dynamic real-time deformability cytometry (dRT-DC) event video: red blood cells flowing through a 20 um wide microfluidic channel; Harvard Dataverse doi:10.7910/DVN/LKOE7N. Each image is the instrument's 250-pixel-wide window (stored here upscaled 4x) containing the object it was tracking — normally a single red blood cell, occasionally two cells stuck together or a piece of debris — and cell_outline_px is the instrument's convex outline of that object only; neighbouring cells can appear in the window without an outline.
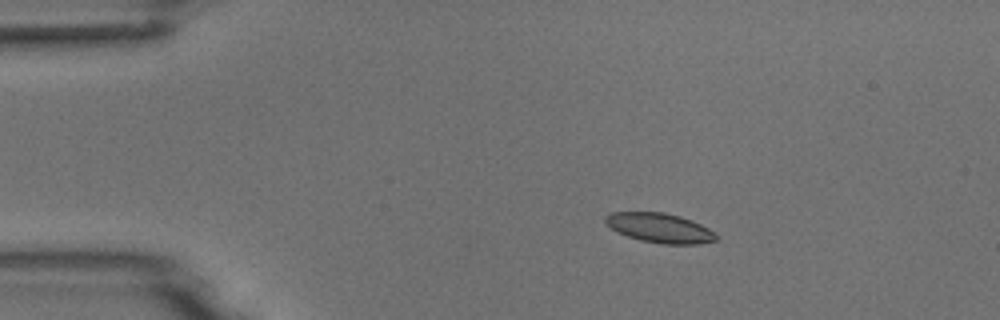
{"species": "common noctule bat (a hibernating species)", "species_latin": "Nyctalus noctula", "temperature_condition": "room temperature", "stored_images_in_passage": 4, "camera_frame_rate_fps": 3000, "um_per_image_px": 0.085, "animal": {"sex": "male", "body_mass_g": 18.8}, "frame": {"image": 1, "passage_image": 2, "time_ms": 1.0, "image_size_px": [1000, 320], "cell_outline_px": [[720, 236], [716, 240], [700, 244], [664, 244], [640, 240], [616, 232], [604, 220], [604, 216], [612, 212], [664, 212], [680, 216], [692, 220], [708, 228]], "centroid_in_image_um": [56.1, 19.37], "position_along_channel_um": 28.9, "area_um2": 19.13}}
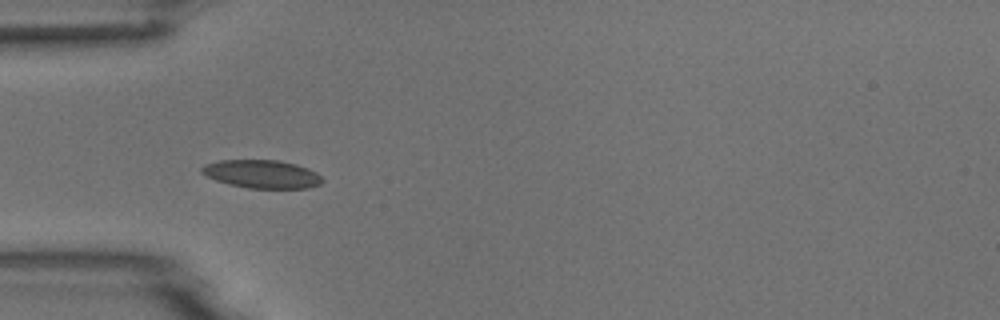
{"frame": {"image": 2, "passage_image": 3, "time_ms": 3.333, "image_size_px": [1000, 320], "cell_outline_px": [[324, 180], [320, 184], [308, 188], [248, 188], [216, 180], [200, 172], [200, 168], [204, 164], [220, 160], [280, 160], [296, 164], [308, 168], [316, 172]], "centroid_in_image_um": [22.27, 14.78], "position_along_channel_um": 62.7, "area_um2": 19.77}}